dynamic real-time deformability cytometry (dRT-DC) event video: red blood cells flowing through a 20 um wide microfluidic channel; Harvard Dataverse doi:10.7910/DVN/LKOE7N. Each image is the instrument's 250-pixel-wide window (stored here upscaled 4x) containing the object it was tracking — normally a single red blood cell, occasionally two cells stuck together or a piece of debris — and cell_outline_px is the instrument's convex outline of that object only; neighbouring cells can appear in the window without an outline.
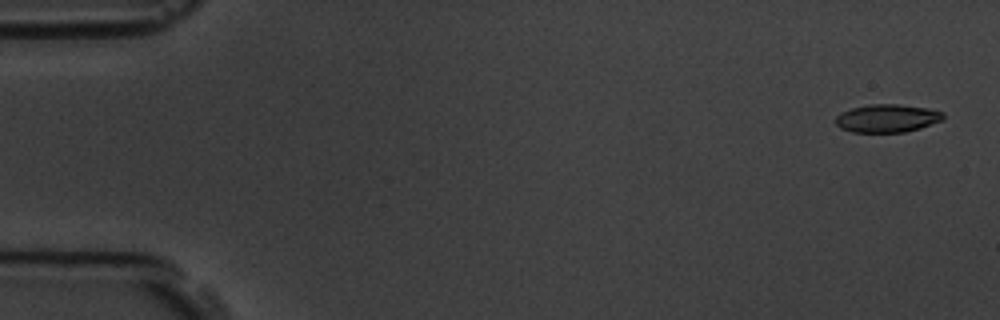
{"species": "common noctule bat (a hibernating species)", "species_latin": "Nyctalus noctula", "temperature_condition": "room temperature", "stored_images_in_passage": 4, "camera_frame_rate_fps": 3000, "um_per_image_px": 0.085, "animal": {"sex": "male", "body_mass_g": 19.5, "forearm_length_mm": 54.6}, "frame": {"image": 1, "passage_image": 1, "time_ms": 0.0, "image_size_px": [1000, 320], "cell_outline_px": [[944, 120], [920, 128], [904, 132], [852, 132], [840, 128], [836, 124], [836, 116], [840, 112], [852, 108], [868, 104], [896, 104], [928, 108], [944, 112]], "centroid_in_image_um": [75.41, 10.05], "position_along_channel_um": 9.6, "area_um2": 17.69}}